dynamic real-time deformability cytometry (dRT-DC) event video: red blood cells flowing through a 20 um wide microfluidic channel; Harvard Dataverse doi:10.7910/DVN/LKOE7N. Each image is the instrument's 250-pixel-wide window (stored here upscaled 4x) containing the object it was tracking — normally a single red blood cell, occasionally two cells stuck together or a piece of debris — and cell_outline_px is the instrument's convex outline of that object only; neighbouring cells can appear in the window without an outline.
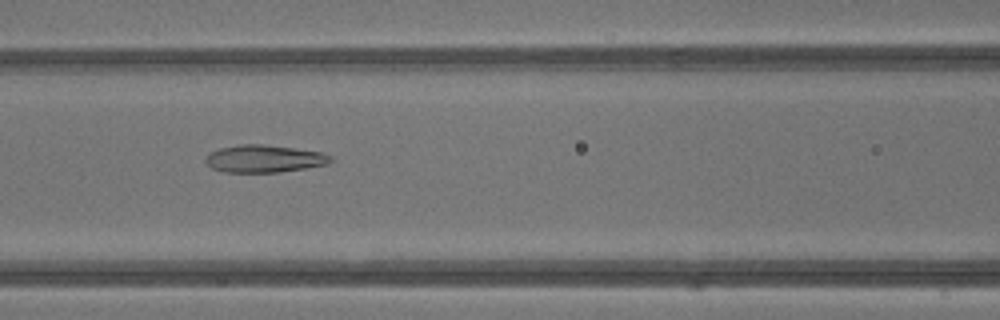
{"species": "common noctule bat (a hibernating species)", "species_latin": "Nyctalus noctula", "temperature_condition": "warm", "stored_images_in_passage": 42, "camera_frame_rate_fps": 3000, "um_per_image_px": 0.085, "animal": {"sex": "male", "body_mass_g": 13.3}, "frame": {"image": 1, "passage_image": 19, "time_ms": 6.0, "image_size_px": [1000, 320], "cell_outline_px": [[332, 160], [328, 164], [280, 172], [224, 172], [212, 168], [204, 160], [208, 152], [220, 148], [240, 144], [264, 144], [324, 152], [332, 156]], "centroid_in_image_um": [22.45, 13.48], "position_along_channel_um": 144.1, "area_um2": 20.11}}
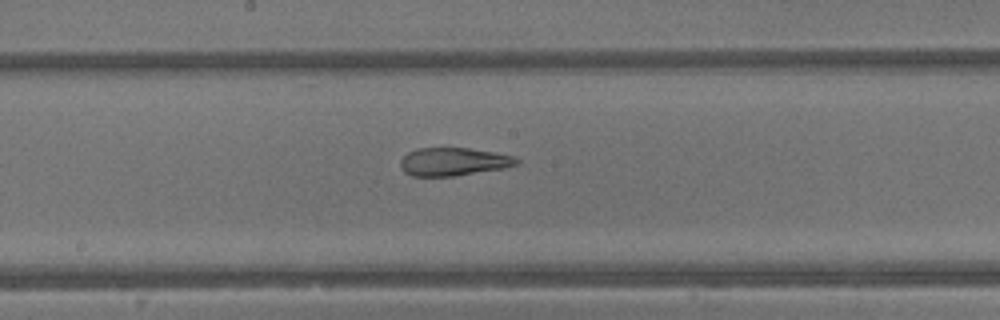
{"frame": {"image": 2, "passage_image": 23, "time_ms": 7.333, "image_size_px": [1000, 320], "cell_outline_px": [[520, 164], [504, 168], [452, 176], [412, 176], [404, 172], [400, 164], [400, 160], [408, 152], [416, 148], [468, 148], [496, 152], [516, 156], [520, 160]], "centroid_in_image_um": [38.58, 13.73], "position_along_channel_um": 209.6, "area_um2": 19.13}}
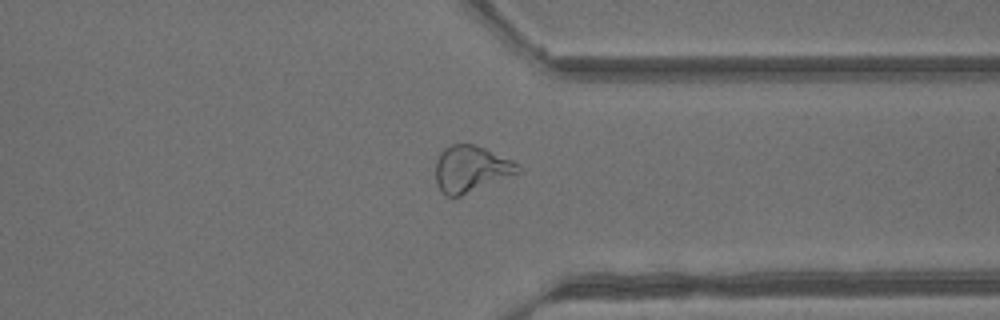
{"frame": {"image": 3, "passage_image": 33, "time_ms": 10.667, "image_size_px": [1000, 320], "cell_outline_px": [[520, 172], [460, 196], [448, 196], [436, 184], [436, 160], [440, 152], [444, 148], [452, 144], [472, 144], [484, 148], [512, 160], [520, 164]], "centroid_in_image_um": [40.02, 14.34], "position_along_channel_um": 371.4, "area_um2": 21.96}, "authors_computed_cell_mechanics": {"area_um2": 23.7269, "velocity_mm_per_s": 4.9165, "shape_relaxation_time_tau1_ms": null, "shape_relaxation_time_tau2_ms": 1.7987, "deformation_change_tau1": null, "deformation_change_tau2": 0.1118}}